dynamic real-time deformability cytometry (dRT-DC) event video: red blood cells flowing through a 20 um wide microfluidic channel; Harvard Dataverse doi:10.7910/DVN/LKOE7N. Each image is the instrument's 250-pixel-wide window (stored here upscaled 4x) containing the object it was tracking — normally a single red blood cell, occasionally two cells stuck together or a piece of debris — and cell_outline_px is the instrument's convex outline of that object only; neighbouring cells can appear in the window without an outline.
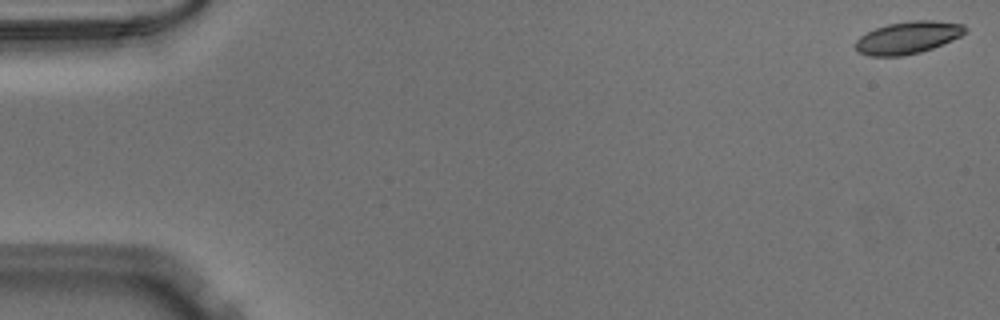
{"species": "Egyptian fruit bat (a non-hibernating species)", "species_latin": "Rousettus aegyptiacus", "temperature_condition": "warm", "stored_images_in_passage": 51, "camera_frame_rate_fps": 3000, "um_per_image_px": 0.085, "animal": {"sex": "male"}, "frame": {"image": 1, "passage_image": 1, "time_ms": 0.0, "image_size_px": [1000, 320], "cell_outline_px": [[968, 32], [952, 40], [932, 48], [920, 52], [900, 56], [868, 56], [856, 52], [856, 40], [860, 36], [876, 28], [888, 24], [912, 20], [932, 20], [964, 24], [968, 28]], "centroid_in_image_um": [77.18, 3.19], "position_along_channel_um": 7.8, "area_um2": 20.69}}
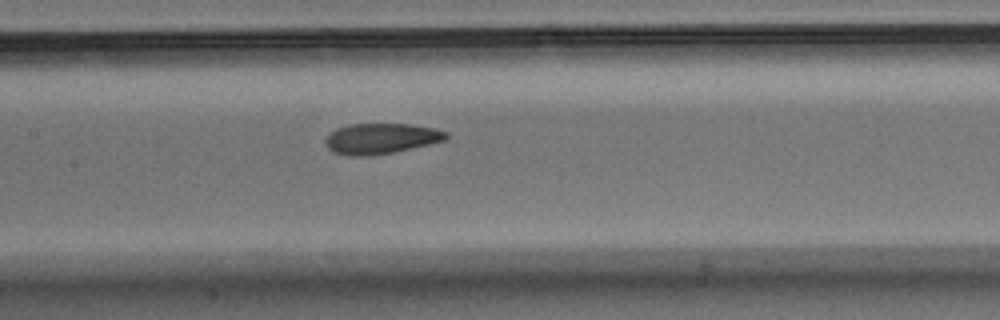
{"frame": {"image": 2, "passage_image": 25, "time_ms": 8.0, "image_size_px": [1000, 320], "cell_outline_px": [[448, 136], [444, 140], [428, 144], [392, 152], [368, 156], [348, 156], [332, 152], [328, 148], [324, 140], [336, 128], [348, 124], [412, 124], [436, 128], [448, 132]], "centroid_in_image_um": [32.36, 11.77], "position_along_channel_um": 175.0, "area_um2": 21.44}}
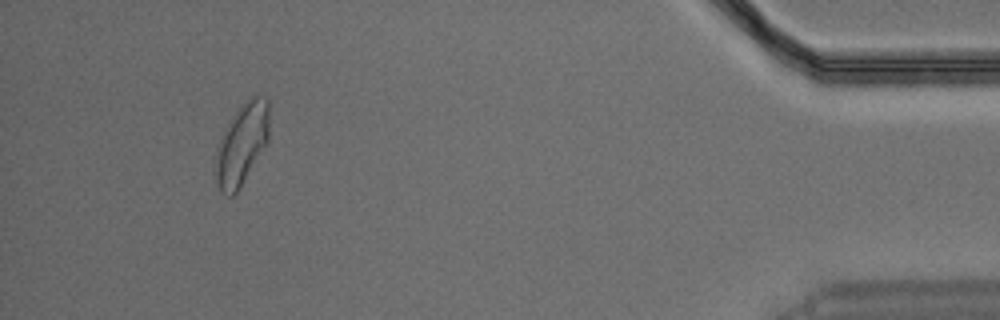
{"frame": {"image": 3, "passage_image": 48, "time_ms": 15.667, "image_size_px": [1000, 320], "cell_outline_px": [[268, 144], [240, 188], [232, 196], [228, 196], [220, 192], [212, 172], [216, 148], [224, 128], [232, 116], [252, 96], [264, 96], [268, 100]], "centroid_in_image_um": [20.51, 12.33], "position_along_channel_um": 414.7, "area_um2": 25.95}}